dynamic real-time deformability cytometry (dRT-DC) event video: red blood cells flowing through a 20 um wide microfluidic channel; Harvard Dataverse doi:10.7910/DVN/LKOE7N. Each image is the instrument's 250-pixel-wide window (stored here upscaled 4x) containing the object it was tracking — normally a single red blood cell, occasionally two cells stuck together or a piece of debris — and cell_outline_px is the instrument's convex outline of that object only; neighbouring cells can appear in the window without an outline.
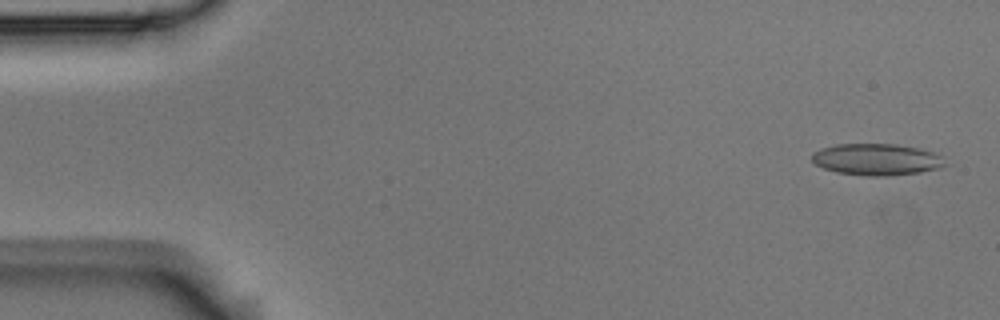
{"species": "Egyptian fruit bat (a non-hibernating species)", "species_latin": "Rousettus aegyptiacus", "temperature_condition": "room temperature", "stored_images_in_passage": 54, "camera_frame_rate_fps": 3000, "um_per_image_px": 0.085, "animal": {"sex": "male"}, "frame": {"image": 1, "passage_image": 2, "time_ms": 0.333, "image_size_px": [1000, 320], "cell_outline_px": [[944, 164], [940, 168], [920, 172], [888, 176], [868, 176], [836, 172], [824, 168], [816, 164], [812, 160], [812, 152], [820, 148], [836, 144], [896, 144], [920, 148], [932, 152], [940, 156]], "centroid_in_image_um": [74.47, 13.55], "position_along_channel_um": 10.5, "area_um2": 24.45}}
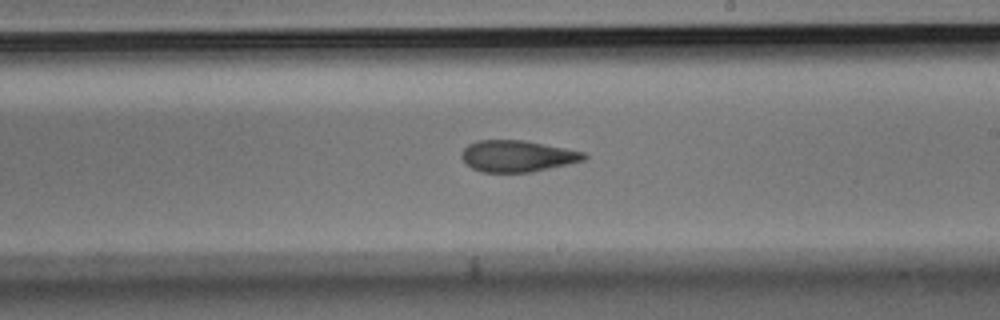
{"frame": {"image": 2, "passage_image": 31, "time_ms": 10.0, "image_size_px": [1000, 320], "cell_outline_px": [[588, 156], [584, 160], [568, 164], [532, 172], [480, 172], [472, 168], [460, 156], [464, 148], [468, 144], [476, 140], [524, 140], [584, 152]], "centroid_in_image_um": [43.96, 13.26], "position_along_channel_um": 245.0, "area_um2": 22.37}}
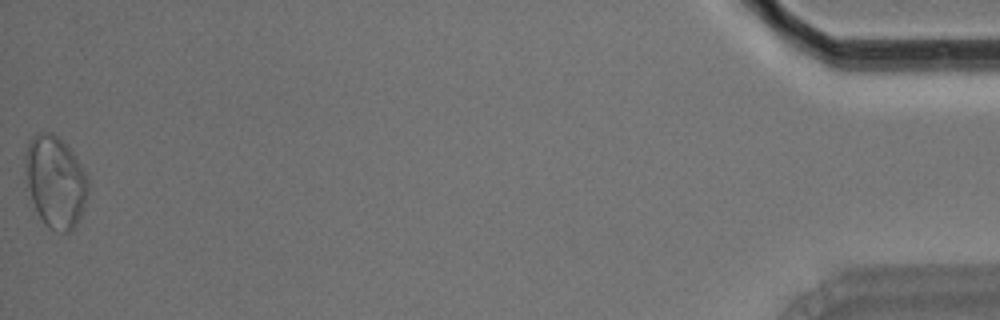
{"frame": {"image": 3, "passage_image": 54, "time_ms": 17.667, "image_size_px": [1000, 320], "cell_outline_px": [[88, 192], [84, 208], [72, 232], [64, 232], [48, 228], [44, 224], [24, 188], [24, 152], [32, 136], [36, 132], [52, 132], [68, 148], [84, 172], [88, 180]], "centroid_in_image_um": [4.63, 15.46], "position_along_channel_um": 430.6, "area_um2": 33.93}, "authors_computed_cell_mechanics": {"area_um2": 23.8714, "velocity_mm_per_s": 3.6865, "shape_relaxation_time_tau1_ms": 10.732, "shape_relaxation_time_tau2_ms": 2.6651, "deformation_change_tau1": 0.1997, "deformation_change_tau2": 0.0931}}